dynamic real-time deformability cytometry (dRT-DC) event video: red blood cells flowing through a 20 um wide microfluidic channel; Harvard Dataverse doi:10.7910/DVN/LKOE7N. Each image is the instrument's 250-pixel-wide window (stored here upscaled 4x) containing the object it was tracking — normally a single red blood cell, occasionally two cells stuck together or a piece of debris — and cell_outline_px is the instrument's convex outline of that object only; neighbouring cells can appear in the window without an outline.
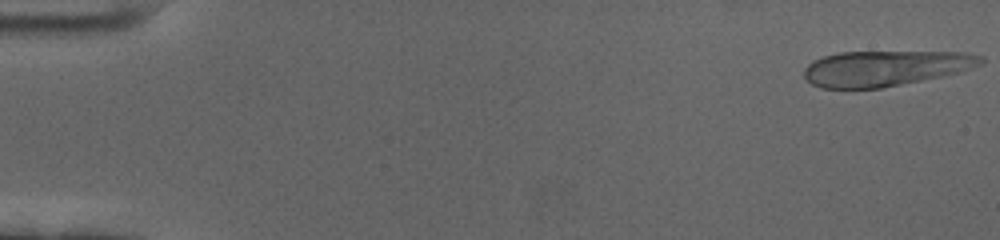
{"species": "human", "species_latin": "Homo sapiens", "temperature_condition": "cold", "stored_images_in_passage": 58, "camera_frame_rate_fps": 3000, "um_per_image_px": 0.085, "donor": {"sex": "female"}, "frame": {"image": 1, "passage_image": 1, "time_ms": 0.0, "image_size_px": [1000, 240], "cell_outline_px": [[984, 60], [980, 64], [960, 72], [880, 88], [820, 88], [812, 84], [804, 76], [804, 68], [812, 60], [824, 56], [840, 52], [968, 52], [984, 56]], "centroid_in_image_um": [75.23, 5.79], "position_along_channel_um": 9.8, "area_um2": 36.3}}
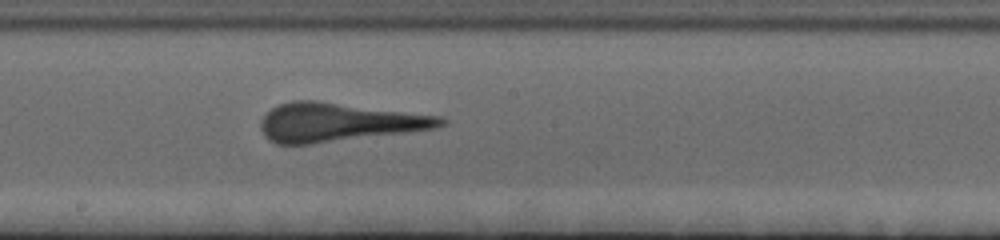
{"frame": {"image": 2, "passage_image": 32, "time_ms": 10.333, "image_size_px": [1000, 240], "cell_outline_px": [[448, 124], [436, 128], [408, 132], [308, 144], [276, 144], [268, 140], [264, 136], [260, 128], [260, 120], [272, 108], [280, 104], [292, 100], [316, 100], [440, 116], [448, 120]], "centroid_in_image_um": [28.76, 10.39], "position_along_channel_um": 219.4, "area_um2": 40.46}}
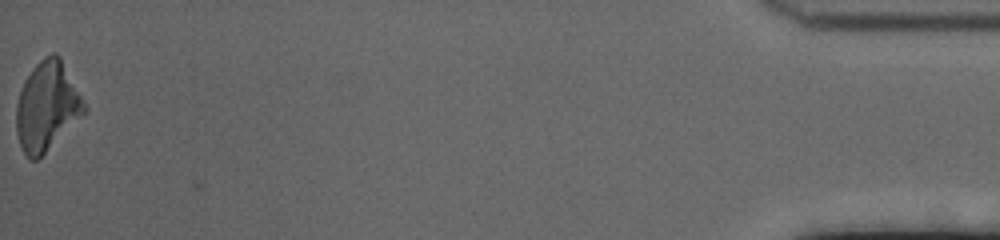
{"frame": {"image": 3, "passage_image": 58, "time_ms": 19.0, "image_size_px": [1000, 240], "cell_outline_px": [[88, 112], [36, 160], [28, 160], [20, 144], [16, 132], [16, 104], [24, 80], [32, 68], [44, 56], [52, 52], [56, 52], [60, 56], [88, 108]], "centroid_in_image_um": [4.01, 9.02], "position_along_channel_um": 431.2, "area_um2": 35.37}}